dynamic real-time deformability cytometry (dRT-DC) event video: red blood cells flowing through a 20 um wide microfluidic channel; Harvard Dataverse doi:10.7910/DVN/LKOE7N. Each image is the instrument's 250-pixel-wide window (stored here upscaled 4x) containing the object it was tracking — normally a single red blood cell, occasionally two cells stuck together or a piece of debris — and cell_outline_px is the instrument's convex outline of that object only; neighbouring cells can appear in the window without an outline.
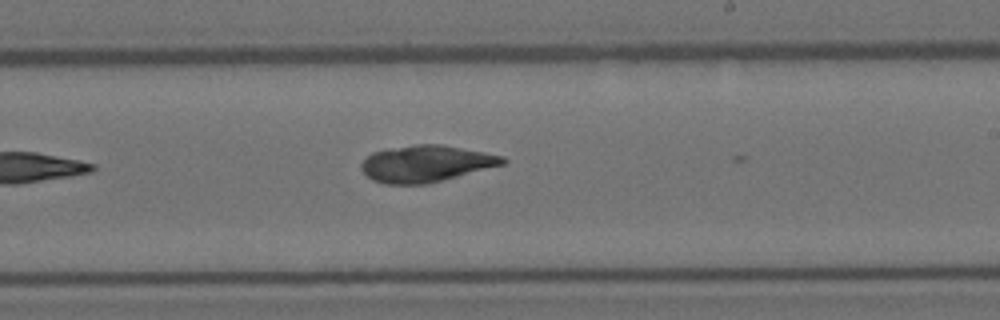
{"species": "Egyptian fruit bat (a non-hibernating species)", "species_latin": "Rousettus aegyptiacus", "temperature_condition": "room temperature", "stored_images_in_passage": 6, "camera_frame_rate_fps": 3000, "um_per_image_px": 0.085, "animal": {"sex": "female"}, "frame": {"image": 1, "passage_image": 6, "time_ms": 1.667, "image_size_px": [1000, 320], "cell_outline_px": [[508, 160], [504, 164], [444, 180], [428, 184], [384, 184], [372, 180], [360, 168], [360, 164], [372, 152], [388, 148], [416, 144], [440, 144], [484, 152], [504, 156]], "centroid_in_image_um": [36.2, 13.91], "position_along_channel_um": 252.8, "area_um2": 30.23}}